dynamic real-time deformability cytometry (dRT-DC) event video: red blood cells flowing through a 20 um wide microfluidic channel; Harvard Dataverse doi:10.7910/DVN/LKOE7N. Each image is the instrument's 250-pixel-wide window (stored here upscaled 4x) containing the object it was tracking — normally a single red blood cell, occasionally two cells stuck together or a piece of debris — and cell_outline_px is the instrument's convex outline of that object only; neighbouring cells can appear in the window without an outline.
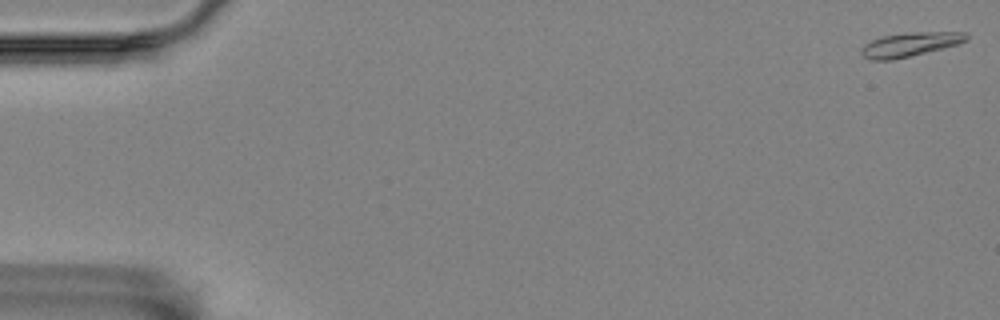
{"species": "Egyptian fruit bat (a non-hibernating species)", "species_latin": "Rousettus aegyptiacus", "temperature_condition": "room temperature", "stored_images_in_passage": 16, "camera_frame_rate_fps": 3000, "um_per_image_px": 0.085, "animal": {"sex": "female"}, "frame": {"image": 1, "passage_image": 1, "time_ms": 0.0, "image_size_px": [1000, 320], "cell_outline_px": [[968, 40], [956, 44], [892, 60], [868, 60], [860, 52], [860, 48], [864, 44], [872, 40], [884, 36], [908, 32], [968, 32]], "centroid_in_image_um": [77.31, 3.77], "position_along_channel_um": 7.7, "area_um2": 14.51}}